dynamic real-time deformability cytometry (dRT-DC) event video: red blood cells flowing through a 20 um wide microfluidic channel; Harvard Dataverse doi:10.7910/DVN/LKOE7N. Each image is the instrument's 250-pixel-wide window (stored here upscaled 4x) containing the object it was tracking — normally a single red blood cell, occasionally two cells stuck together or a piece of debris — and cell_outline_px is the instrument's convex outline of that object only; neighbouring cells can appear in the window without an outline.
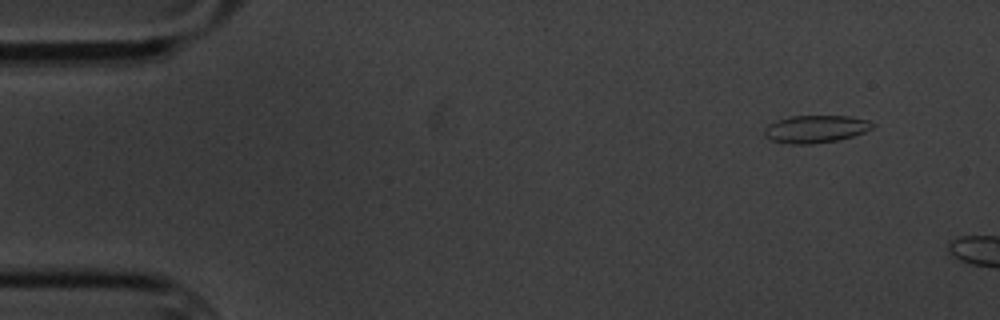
{"species": "common noctule bat (a hibernating species)", "species_latin": "Nyctalus noctula", "temperature_condition": "cold", "stored_images_in_passage": 3, "camera_frame_rate_fps": 3000, "um_per_image_px": 0.085, "animal": {"sex": "male", "body_mass_g": 20.1, "forearm_length_mm": 53.5}, "frame": {"image": 1, "passage_image": 1, "time_ms": 0.0, "image_size_px": [1000, 320], "cell_outline_px": [[876, 124], [872, 128], [864, 132], [852, 136], [836, 140], [812, 144], [788, 144], [772, 140], [764, 136], [764, 128], [768, 124], [776, 120], [788, 116], [848, 116], [868, 120]], "centroid_in_image_um": [69.29, 10.96], "position_along_channel_um": 15.7, "area_um2": 17.4}}